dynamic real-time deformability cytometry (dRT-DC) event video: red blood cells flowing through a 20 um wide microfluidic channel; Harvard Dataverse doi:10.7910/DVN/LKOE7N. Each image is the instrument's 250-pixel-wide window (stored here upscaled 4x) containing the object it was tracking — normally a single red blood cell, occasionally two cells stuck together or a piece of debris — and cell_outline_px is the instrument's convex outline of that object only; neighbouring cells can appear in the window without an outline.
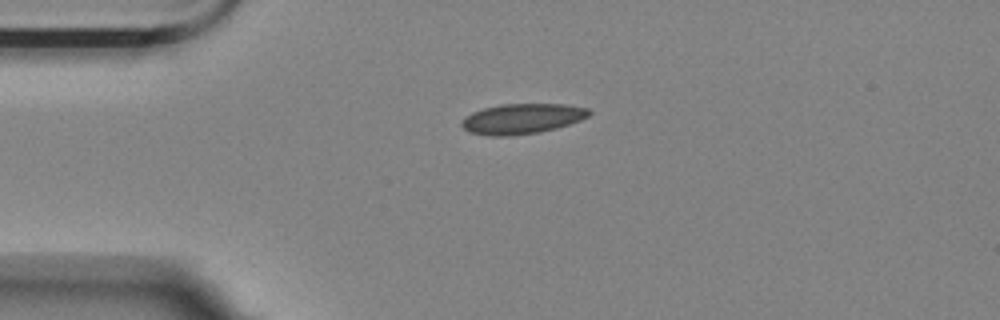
{"species": "Egyptian fruit bat (a non-hibernating species)", "species_latin": "Rousettus aegyptiacus", "temperature_condition": "room temperature", "stored_images_in_passage": 44, "camera_frame_rate_fps": 3000, "um_per_image_px": 0.085, "animal": {"sex": "female"}, "frame": {"image": 1, "passage_image": 1, "time_ms": 0.0, "image_size_px": [1000, 320], "cell_outline_px": [[592, 112], [588, 116], [580, 120], [556, 128], [540, 132], [512, 136], [488, 136], [468, 132], [460, 124], [464, 116], [472, 112], [484, 108], [500, 104], [564, 104], [588, 108]], "centroid_in_image_um": [44.34, 10.1], "position_along_channel_um": 40.7, "area_um2": 22.6}}
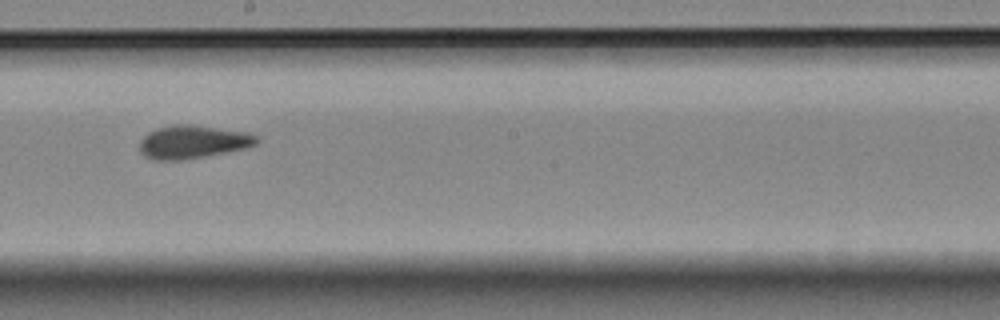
{"frame": {"image": 2, "passage_image": 19, "time_ms": 6.0, "image_size_px": [1000, 320], "cell_outline_px": [[260, 140], [256, 144], [244, 148], [204, 156], [180, 160], [152, 160], [144, 156], [140, 152], [140, 140], [148, 132], [172, 124], [188, 124], [248, 132], [256, 136]], "centroid_in_image_um": [16.36, 12.06], "position_along_channel_um": 231.8, "area_um2": 22.43}}
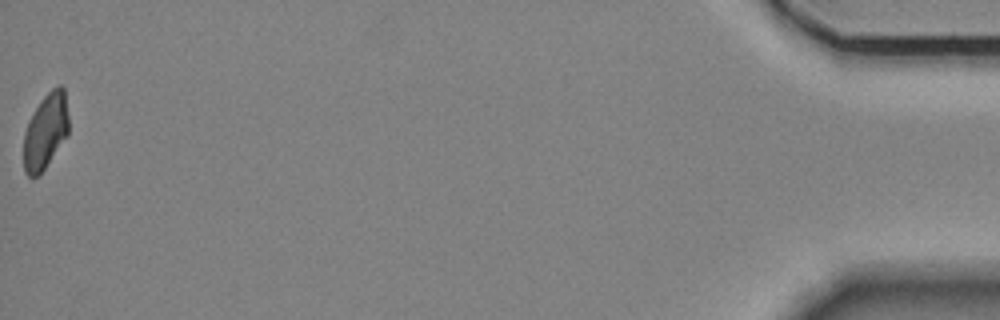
{"frame": {"image": 3, "passage_image": 44, "time_ms": 14.333, "image_size_px": [1000, 320], "cell_outline_px": [[68, 136], [40, 176], [28, 176], [24, 172], [24, 132], [28, 120], [32, 112], [40, 100], [52, 88], [60, 84], [64, 88], [68, 116]], "centroid_in_image_um": [3.87, 11.17], "position_along_channel_um": 431.3, "area_um2": 20.17}, "authors_computed_cell_mechanics": {"area_um2": 21.9062, "velocity_mm_per_s": 3.5591, "shape_relaxation_time_tau1_ms": null, "shape_relaxation_time_tau2_ms": 1.858, "deformation_change_tau1": null, "deformation_change_tau2": 0.0613}}